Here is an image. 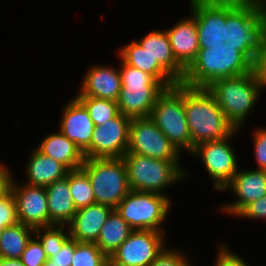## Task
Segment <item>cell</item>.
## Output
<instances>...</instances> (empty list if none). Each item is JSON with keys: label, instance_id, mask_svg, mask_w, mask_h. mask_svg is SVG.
Instances as JSON below:
<instances>
[{"label": "cell", "instance_id": "1", "mask_svg": "<svg viewBox=\"0 0 266 266\" xmlns=\"http://www.w3.org/2000/svg\"><path fill=\"white\" fill-rule=\"evenodd\" d=\"M200 49H237L255 66L266 25V16L252 6H214L190 0Z\"/></svg>", "mask_w": 266, "mask_h": 266}, {"label": "cell", "instance_id": "2", "mask_svg": "<svg viewBox=\"0 0 266 266\" xmlns=\"http://www.w3.org/2000/svg\"><path fill=\"white\" fill-rule=\"evenodd\" d=\"M184 109L192 150L201 143L222 140L236 131L206 88L184 85Z\"/></svg>", "mask_w": 266, "mask_h": 266}, {"label": "cell", "instance_id": "3", "mask_svg": "<svg viewBox=\"0 0 266 266\" xmlns=\"http://www.w3.org/2000/svg\"><path fill=\"white\" fill-rule=\"evenodd\" d=\"M262 87L265 85L255 69L247 74L215 80L206 89L228 121L239 130L257 103Z\"/></svg>", "mask_w": 266, "mask_h": 266}, {"label": "cell", "instance_id": "4", "mask_svg": "<svg viewBox=\"0 0 266 266\" xmlns=\"http://www.w3.org/2000/svg\"><path fill=\"white\" fill-rule=\"evenodd\" d=\"M255 65L237 49H200L197 58L185 71L182 84L206 88L213 81L247 74Z\"/></svg>", "mask_w": 266, "mask_h": 266}, {"label": "cell", "instance_id": "5", "mask_svg": "<svg viewBox=\"0 0 266 266\" xmlns=\"http://www.w3.org/2000/svg\"><path fill=\"white\" fill-rule=\"evenodd\" d=\"M122 158L132 191L166 195L164 189L187 176L180 161H165L136 153H126Z\"/></svg>", "mask_w": 266, "mask_h": 266}, {"label": "cell", "instance_id": "6", "mask_svg": "<svg viewBox=\"0 0 266 266\" xmlns=\"http://www.w3.org/2000/svg\"><path fill=\"white\" fill-rule=\"evenodd\" d=\"M118 68L122 88L117 105L119 112L132 118L150 117L158 96L166 89L151 75L133 68L123 61Z\"/></svg>", "mask_w": 266, "mask_h": 266}, {"label": "cell", "instance_id": "7", "mask_svg": "<svg viewBox=\"0 0 266 266\" xmlns=\"http://www.w3.org/2000/svg\"><path fill=\"white\" fill-rule=\"evenodd\" d=\"M150 118L175 148L192 152V141L184 109V84L166 88L152 109Z\"/></svg>", "mask_w": 266, "mask_h": 266}, {"label": "cell", "instance_id": "8", "mask_svg": "<svg viewBox=\"0 0 266 266\" xmlns=\"http://www.w3.org/2000/svg\"><path fill=\"white\" fill-rule=\"evenodd\" d=\"M81 168L89 177L95 203L115 209L130 191L123 158H89Z\"/></svg>", "mask_w": 266, "mask_h": 266}, {"label": "cell", "instance_id": "9", "mask_svg": "<svg viewBox=\"0 0 266 266\" xmlns=\"http://www.w3.org/2000/svg\"><path fill=\"white\" fill-rule=\"evenodd\" d=\"M170 206L168 195L130 190L115 210L133 230L165 232L161 226Z\"/></svg>", "mask_w": 266, "mask_h": 266}, {"label": "cell", "instance_id": "10", "mask_svg": "<svg viewBox=\"0 0 266 266\" xmlns=\"http://www.w3.org/2000/svg\"><path fill=\"white\" fill-rule=\"evenodd\" d=\"M127 153L165 161H180L181 154L150 117L131 119Z\"/></svg>", "mask_w": 266, "mask_h": 266}, {"label": "cell", "instance_id": "11", "mask_svg": "<svg viewBox=\"0 0 266 266\" xmlns=\"http://www.w3.org/2000/svg\"><path fill=\"white\" fill-rule=\"evenodd\" d=\"M164 232L133 230L109 258V266H149L165 249Z\"/></svg>", "mask_w": 266, "mask_h": 266}, {"label": "cell", "instance_id": "12", "mask_svg": "<svg viewBox=\"0 0 266 266\" xmlns=\"http://www.w3.org/2000/svg\"><path fill=\"white\" fill-rule=\"evenodd\" d=\"M237 131L222 140L201 143L194 147L191 152L198 159H201L200 161L213 179L216 190H222L238 172L237 158L229 141L236 135Z\"/></svg>", "mask_w": 266, "mask_h": 266}, {"label": "cell", "instance_id": "13", "mask_svg": "<svg viewBox=\"0 0 266 266\" xmlns=\"http://www.w3.org/2000/svg\"><path fill=\"white\" fill-rule=\"evenodd\" d=\"M130 122V117L119 113L95 127L90 145L83 151L85 159L122 158L128 150Z\"/></svg>", "mask_w": 266, "mask_h": 266}, {"label": "cell", "instance_id": "14", "mask_svg": "<svg viewBox=\"0 0 266 266\" xmlns=\"http://www.w3.org/2000/svg\"><path fill=\"white\" fill-rule=\"evenodd\" d=\"M12 182L11 192L17 204L19 223L38 228L49 226L48 200L45 187Z\"/></svg>", "mask_w": 266, "mask_h": 266}, {"label": "cell", "instance_id": "15", "mask_svg": "<svg viewBox=\"0 0 266 266\" xmlns=\"http://www.w3.org/2000/svg\"><path fill=\"white\" fill-rule=\"evenodd\" d=\"M230 190L235 193L237 200L221 206L224 213L237 216L247 205L266 195V170L254 169L238 172L223 187L222 191Z\"/></svg>", "mask_w": 266, "mask_h": 266}, {"label": "cell", "instance_id": "16", "mask_svg": "<svg viewBox=\"0 0 266 266\" xmlns=\"http://www.w3.org/2000/svg\"><path fill=\"white\" fill-rule=\"evenodd\" d=\"M59 128L83 152L90 145L95 125L85 106L75 97L66 103Z\"/></svg>", "mask_w": 266, "mask_h": 266}, {"label": "cell", "instance_id": "17", "mask_svg": "<svg viewBox=\"0 0 266 266\" xmlns=\"http://www.w3.org/2000/svg\"><path fill=\"white\" fill-rule=\"evenodd\" d=\"M113 210V208L99 203L77 209L68 225L70 238L77 242L95 243Z\"/></svg>", "mask_w": 266, "mask_h": 266}, {"label": "cell", "instance_id": "18", "mask_svg": "<svg viewBox=\"0 0 266 266\" xmlns=\"http://www.w3.org/2000/svg\"><path fill=\"white\" fill-rule=\"evenodd\" d=\"M83 78L81 91L77 96L118 100L122 88L118 69L103 65L92 66Z\"/></svg>", "mask_w": 266, "mask_h": 266}, {"label": "cell", "instance_id": "19", "mask_svg": "<svg viewBox=\"0 0 266 266\" xmlns=\"http://www.w3.org/2000/svg\"><path fill=\"white\" fill-rule=\"evenodd\" d=\"M166 32L176 61L187 70L200 50L195 18L186 17Z\"/></svg>", "mask_w": 266, "mask_h": 266}, {"label": "cell", "instance_id": "20", "mask_svg": "<svg viewBox=\"0 0 266 266\" xmlns=\"http://www.w3.org/2000/svg\"><path fill=\"white\" fill-rule=\"evenodd\" d=\"M137 42L177 83L182 82L186 70L176 61L165 30H153Z\"/></svg>", "mask_w": 266, "mask_h": 266}, {"label": "cell", "instance_id": "21", "mask_svg": "<svg viewBox=\"0 0 266 266\" xmlns=\"http://www.w3.org/2000/svg\"><path fill=\"white\" fill-rule=\"evenodd\" d=\"M45 189L48 200L49 226H68L77 212L69 188L68 174Z\"/></svg>", "mask_w": 266, "mask_h": 266}, {"label": "cell", "instance_id": "22", "mask_svg": "<svg viewBox=\"0 0 266 266\" xmlns=\"http://www.w3.org/2000/svg\"><path fill=\"white\" fill-rule=\"evenodd\" d=\"M36 149L62 163L69 170L81 168L85 161L80 148L60 131L47 135Z\"/></svg>", "mask_w": 266, "mask_h": 266}, {"label": "cell", "instance_id": "23", "mask_svg": "<svg viewBox=\"0 0 266 266\" xmlns=\"http://www.w3.org/2000/svg\"><path fill=\"white\" fill-rule=\"evenodd\" d=\"M26 168L27 185L47 187L56 180L63 179L69 169L50 156L44 155L37 149L33 150Z\"/></svg>", "mask_w": 266, "mask_h": 266}, {"label": "cell", "instance_id": "24", "mask_svg": "<svg viewBox=\"0 0 266 266\" xmlns=\"http://www.w3.org/2000/svg\"><path fill=\"white\" fill-rule=\"evenodd\" d=\"M120 59L133 68L151 75L165 88L175 86L177 82L141 47L137 40H133L119 49Z\"/></svg>", "mask_w": 266, "mask_h": 266}, {"label": "cell", "instance_id": "25", "mask_svg": "<svg viewBox=\"0 0 266 266\" xmlns=\"http://www.w3.org/2000/svg\"><path fill=\"white\" fill-rule=\"evenodd\" d=\"M132 231L133 229L129 224L114 209L103 225L95 244L110 258Z\"/></svg>", "mask_w": 266, "mask_h": 266}, {"label": "cell", "instance_id": "26", "mask_svg": "<svg viewBox=\"0 0 266 266\" xmlns=\"http://www.w3.org/2000/svg\"><path fill=\"white\" fill-rule=\"evenodd\" d=\"M33 227L17 223L4 228L0 235V258H21L28 242L34 237Z\"/></svg>", "mask_w": 266, "mask_h": 266}, {"label": "cell", "instance_id": "27", "mask_svg": "<svg viewBox=\"0 0 266 266\" xmlns=\"http://www.w3.org/2000/svg\"><path fill=\"white\" fill-rule=\"evenodd\" d=\"M68 183L76 209L95 203L91 182L82 168L69 171Z\"/></svg>", "mask_w": 266, "mask_h": 266}, {"label": "cell", "instance_id": "28", "mask_svg": "<svg viewBox=\"0 0 266 266\" xmlns=\"http://www.w3.org/2000/svg\"><path fill=\"white\" fill-rule=\"evenodd\" d=\"M75 97L85 106L95 127L106 123L120 113L117 102L114 100L88 96Z\"/></svg>", "mask_w": 266, "mask_h": 266}, {"label": "cell", "instance_id": "29", "mask_svg": "<svg viewBox=\"0 0 266 266\" xmlns=\"http://www.w3.org/2000/svg\"><path fill=\"white\" fill-rule=\"evenodd\" d=\"M64 227H67L68 233L64 231ZM34 234L42 243L48 259L53 257L55 252L61 250L64 243L70 238L69 228L64 225L38 227L35 228Z\"/></svg>", "mask_w": 266, "mask_h": 266}, {"label": "cell", "instance_id": "30", "mask_svg": "<svg viewBox=\"0 0 266 266\" xmlns=\"http://www.w3.org/2000/svg\"><path fill=\"white\" fill-rule=\"evenodd\" d=\"M71 266H109V258L95 243L77 242Z\"/></svg>", "mask_w": 266, "mask_h": 266}, {"label": "cell", "instance_id": "31", "mask_svg": "<svg viewBox=\"0 0 266 266\" xmlns=\"http://www.w3.org/2000/svg\"><path fill=\"white\" fill-rule=\"evenodd\" d=\"M20 259L25 266H43L48 257L39 239L32 237Z\"/></svg>", "mask_w": 266, "mask_h": 266}, {"label": "cell", "instance_id": "32", "mask_svg": "<svg viewBox=\"0 0 266 266\" xmlns=\"http://www.w3.org/2000/svg\"><path fill=\"white\" fill-rule=\"evenodd\" d=\"M0 221H3V226L10 227L19 222L17 216V204L12 192L0 198Z\"/></svg>", "mask_w": 266, "mask_h": 266}, {"label": "cell", "instance_id": "33", "mask_svg": "<svg viewBox=\"0 0 266 266\" xmlns=\"http://www.w3.org/2000/svg\"><path fill=\"white\" fill-rule=\"evenodd\" d=\"M182 251L166 248L149 266H191Z\"/></svg>", "mask_w": 266, "mask_h": 266}, {"label": "cell", "instance_id": "34", "mask_svg": "<svg viewBox=\"0 0 266 266\" xmlns=\"http://www.w3.org/2000/svg\"><path fill=\"white\" fill-rule=\"evenodd\" d=\"M253 136L257 169L266 170V129H256Z\"/></svg>", "mask_w": 266, "mask_h": 266}, {"label": "cell", "instance_id": "35", "mask_svg": "<svg viewBox=\"0 0 266 266\" xmlns=\"http://www.w3.org/2000/svg\"><path fill=\"white\" fill-rule=\"evenodd\" d=\"M74 250H75V240L69 238L64 243L61 250L55 252V255L49 258V260L52 261L54 265L57 266H71Z\"/></svg>", "mask_w": 266, "mask_h": 266}, {"label": "cell", "instance_id": "36", "mask_svg": "<svg viewBox=\"0 0 266 266\" xmlns=\"http://www.w3.org/2000/svg\"><path fill=\"white\" fill-rule=\"evenodd\" d=\"M215 266H250L243 258L229 251L226 245H220V250L217 253Z\"/></svg>", "mask_w": 266, "mask_h": 266}, {"label": "cell", "instance_id": "37", "mask_svg": "<svg viewBox=\"0 0 266 266\" xmlns=\"http://www.w3.org/2000/svg\"><path fill=\"white\" fill-rule=\"evenodd\" d=\"M237 216L266 220V195L247 205Z\"/></svg>", "mask_w": 266, "mask_h": 266}, {"label": "cell", "instance_id": "38", "mask_svg": "<svg viewBox=\"0 0 266 266\" xmlns=\"http://www.w3.org/2000/svg\"><path fill=\"white\" fill-rule=\"evenodd\" d=\"M255 69L259 75V78L262 80L266 88V25L263 31L260 44L259 58Z\"/></svg>", "mask_w": 266, "mask_h": 266}, {"label": "cell", "instance_id": "39", "mask_svg": "<svg viewBox=\"0 0 266 266\" xmlns=\"http://www.w3.org/2000/svg\"><path fill=\"white\" fill-rule=\"evenodd\" d=\"M13 180L11 171L3 164H0V198H3L11 192Z\"/></svg>", "mask_w": 266, "mask_h": 266}, {"label": "cell", "instance_id": "40", "mask_svg": "<svg viewBox=\"0 0 266 266\" xmlns=\"http://www.w3.org/2000/svg\"><path fill=\"white\" fill-rule=\"evenodd\" d=\"M202 1L214 6H229V7L251 6V0H202Z\"/></svg>", "mask_w": 266, "mask_h": 266}, {"label": "cell", "instance_id": "41", "mask_svg": "<svg viewBox=\"0 0 266 266\" xmlns=\"http://www.w3.org/2000/svg\"><path fill=\"white\" fill-rule=\"evenodd\" d=\"M251 6L266 16V0H251Z\"/></svg>", "mask_w": 266, "mask_h": 266}, {"label": "cell", "instance_id": "42", "mask_svg": "<svg viewBox=\"0 0 266 266\" xmlns=\"http://www.w3.org/2000/svg\"><path fill=\"white\" fill-rule=\"evenodd\" d=\"M0 266H25L21 259L0 258Z\"/></svg>", "mask_w": 266, "mask_h": 266}, {"label": "cell", "instance_id": "43", "mask_svg": "<svg viewBox=\"0 0 266 266\" xmlns=\"http://www.w3.org/2000/svg\"><path fill=\"white\" fill-rule=\"evenodd\" d=\"M43 266H57V265H54V263L52 261L47 259Z\"/></svg>", "mask_w": 266, "mask_h": 266}, {"label": "cell", "instance_id": "44", "mask_svg": "<svg viewBox=\"0 0 266 266\" xmlns=\"http://www.w3.org/2000/svg\"><path fill=\"white\" fill-rule=\"evenodd\" d=\"M4 228L5 227L3 226V221H0V235L3 232Z\"/></svg>", "mask_w": 266, "mask_h": 266}]
</instances>
